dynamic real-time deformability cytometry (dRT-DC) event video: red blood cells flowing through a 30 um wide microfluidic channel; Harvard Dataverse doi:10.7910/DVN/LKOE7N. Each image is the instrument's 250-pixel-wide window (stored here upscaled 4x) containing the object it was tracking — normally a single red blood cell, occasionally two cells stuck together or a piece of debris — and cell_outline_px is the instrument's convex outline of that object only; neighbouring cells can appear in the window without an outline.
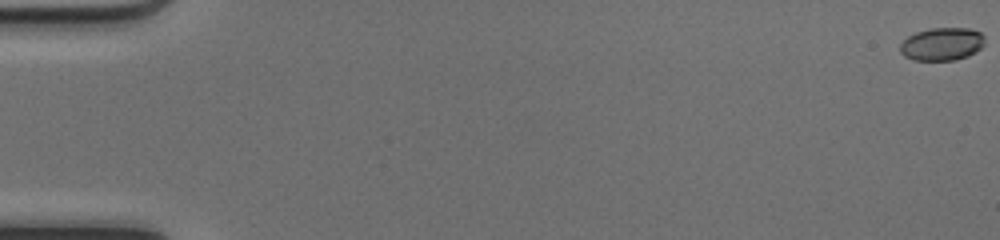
{"species": "common noctule bat (a hibernating species)", "species_latin": "Nyctalus noctula", "temperature_condition": "cold", "stored_images_in_passage": 51, "camera_frame_rate_fps": 3000, "um_per_image_px": 0.085, "animal": {"sex": "female", "body_mass_g": 17.0, "forearm_length_mm": 48.0}, "frame": {"image": 1, "passage_image": 1, "time_ms": 0.0, "image_size_px": [1000, 240], "cell_outline_px": [[984, 44], [976, 52], [968, 56], [956, 60], [912, 60], [904, 56], [900, 52], [900, 44], [908, 36], [916, 32], [932, 28], [968, 28], [980, 32], [984, 36]], "centroid_in_image_um": [80.07, 3.75], "position_along_channel_um": 4.9, "area_um2": 16.3}}
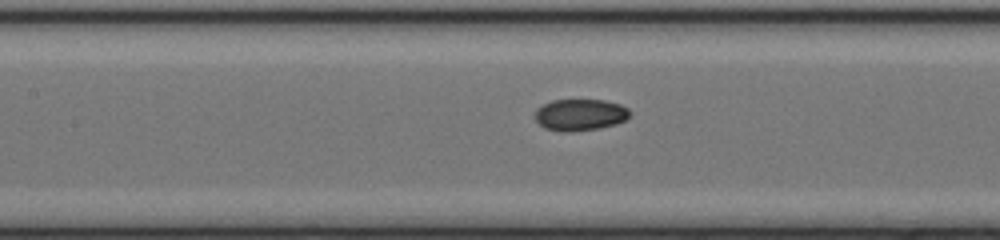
{"frame": {"image": 2, "passage_image": 25, "time_ms": 8.0, "image_size_px": [1000, 240], "cell_outline_px": [[632, 112], [624, 120], [616, 124], [600, 128], [572, 132], [564, 132], [544, 128], [536, 120], [536, 108], [552, 100], [604, 100], [620, 104], [628, 108]], "centroid_in_image_um": [49.32, 9.76], "position_along_channel_um": 158.1, "area_um2": 17.51}}
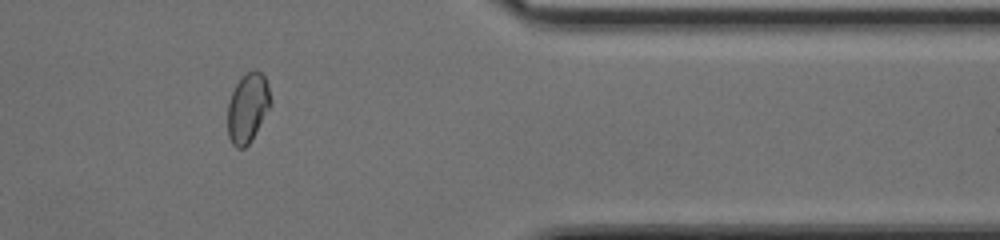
{"frame": {"image": 3, "passage_image": 43, "time_ms": 14.0, "image_size_px": [1000, 240], "cell_outline_px": [[272, 100], [268, 108], [248, 144], [244, 148], [236, 148], [232, 144], [228, 136], [228, 100], [236, 84], [252, 68], [256, 68], [264, 76], [268, 84]], "centroid_in_image_um": [21.04, 9.13], "position_along_channel_um": 390.4, "area_um2": 17.05}, "authors_computed_cell_mechanics": {"area_um2": 17.1666, "velocity_mm_per_s": 4.1918, "shape_relaxation_time_tau1_ms": 8.1281, "shape_relaxation_time_tau2_ms": 2.3784, "deformation_change_tau1": 0.1667, "deformation_change_tau2": 0.0391}}